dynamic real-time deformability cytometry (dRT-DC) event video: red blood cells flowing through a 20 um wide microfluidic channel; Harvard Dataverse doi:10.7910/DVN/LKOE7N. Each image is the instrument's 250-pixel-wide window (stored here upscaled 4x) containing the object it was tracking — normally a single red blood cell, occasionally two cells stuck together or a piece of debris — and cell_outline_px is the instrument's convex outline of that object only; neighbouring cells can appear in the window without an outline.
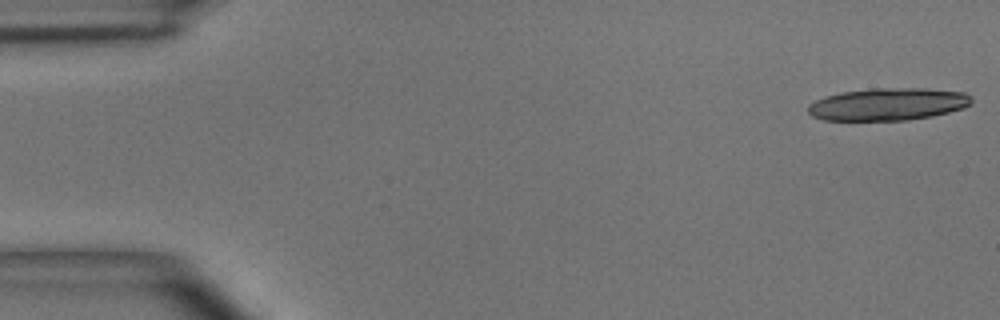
{"species": "common noctule bat (a hibernating species)", "species_latin": "Nyctalus noctula", "temperature_condition": "room temperature", "stored_images_in_passage": 17, "camera_frame_rate_fps": 3000, "um_per_image_px": 0.085, "animal": {"sex": "male", "body_mass_g": 15.6}, "frame": {"image": 1, "passage_image": 1, "time_ms": 0.0, "image_size_px": [1000, 320], "cell_outline_px": [[972, 104], [964, 108], [932, 116], [908, 120], [824, 120], [812, 116], [808, 112], [808, 104], [824, 96], [840, 92], [872, 88], [924, 88], [964, 92], [972, 96]], "centroid_in_image_um": [75.49, 8.85], "position_along_channel_um": 9.5, "area_um2": 31.1}}